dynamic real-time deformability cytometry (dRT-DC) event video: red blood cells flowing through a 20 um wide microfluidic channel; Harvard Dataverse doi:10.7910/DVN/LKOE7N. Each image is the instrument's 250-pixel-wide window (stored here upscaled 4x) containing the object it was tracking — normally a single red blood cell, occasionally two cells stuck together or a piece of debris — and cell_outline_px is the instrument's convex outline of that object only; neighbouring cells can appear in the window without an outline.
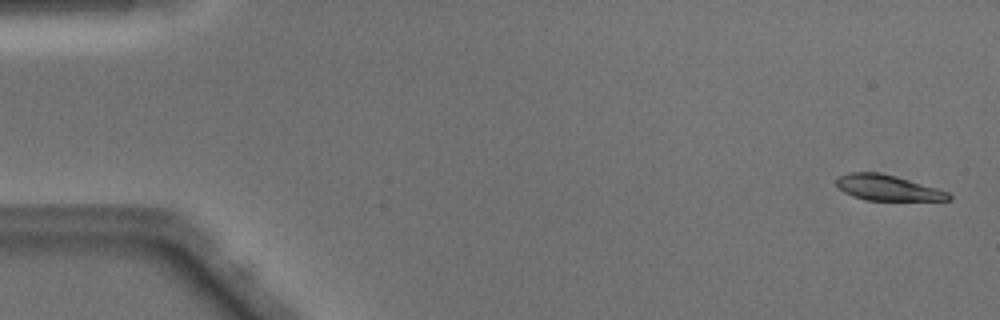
{"species": "Egyptian fruit bat (a non-hibernating species)", "species_latin": "Rousettus aegyptiacus", "temperature_condition": "warm", "stored_images_in_passage": 51, "camera_frame_rate_fps": 3000, "um_per_image_px": 0.085, "animal": {"sex": "male"}, "frame": {"image": 1, "passage_image": 2, "time_ms": 0.333, "image_size_px": [1000, 320], "cell_outline_px": [[952, 200], [864, 200], [852, 196], [844, 192], [836, 184], [836, 180], [840, 176], [848, 172], [880, 172], [896, 176], [936, 188], [948, 192], [952, 196]], "centroid_in_image_um": [75.43, 15.96], "position_along_channel_um": 9.6, "area_um2": 16.65}}
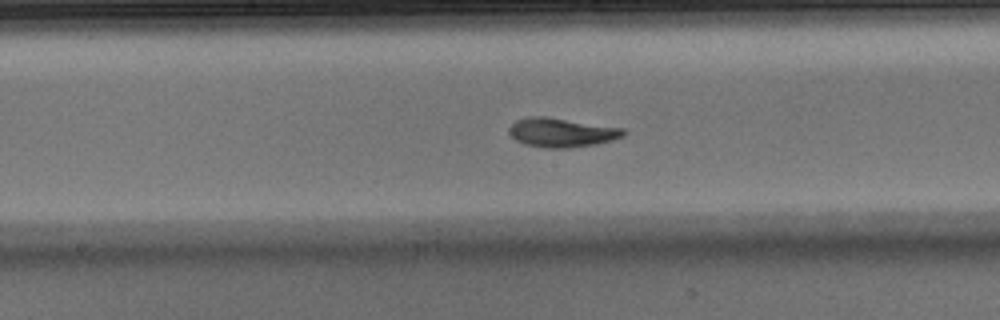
{"frame": {"image": 2, "passage_image": 26, "time_ms": 8.333, "image_size_px": [1000, 320], "cell_outline_px": [[628, 132], [624, 136], [612, 140], [596, 144], [568, 148], [544, 148], [524, 144], [516, 140], [508, 132], [508, 128], [516, 120], [532, 116], [544, 116], [624, 128]], "centroid_in_image_um": [47.75, 11.27], "position_along_channel_um": 200.5, "area_um2": 19.48}}
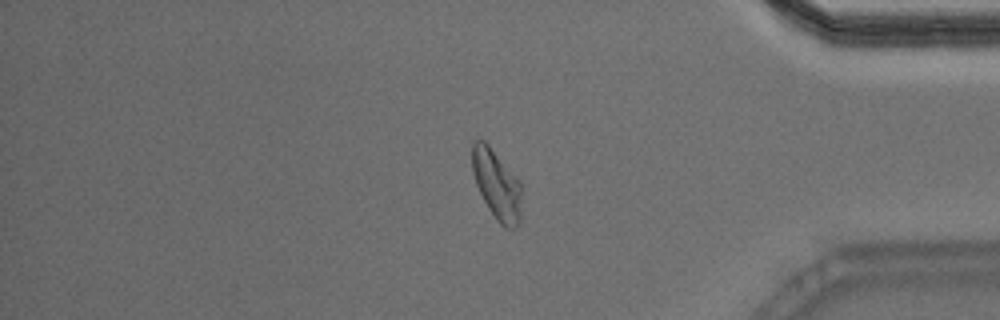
{"frame": {"image": 3, "passage_image": 42, "time_ms": 13.667, "image_size_px": [1000, 320], "cell_outline_px": [[520, 220], [516, 228], [508, 228], [500, 224], [496, 220], [488, 208], [476, 184], [472, 172], [472, 140], [484, 140], [488, 144], [520, 180]], "centroid_in_image_um": [42.2, 15.68], "position_along_channel_um": 393.0, "area_um2": 19.94}, "authors_computed_cell_mechanics": {"area_um2": 18.6116, "velocity_mm_per_s": 4.0737, "shape_relaxation_time_tau1_ms": 3.1901, "shape_relaxation_time_tau2_ms": 1.4682, "deformation_change_tau1": 0.1576, "deformation_change_tau2": 0.062}}